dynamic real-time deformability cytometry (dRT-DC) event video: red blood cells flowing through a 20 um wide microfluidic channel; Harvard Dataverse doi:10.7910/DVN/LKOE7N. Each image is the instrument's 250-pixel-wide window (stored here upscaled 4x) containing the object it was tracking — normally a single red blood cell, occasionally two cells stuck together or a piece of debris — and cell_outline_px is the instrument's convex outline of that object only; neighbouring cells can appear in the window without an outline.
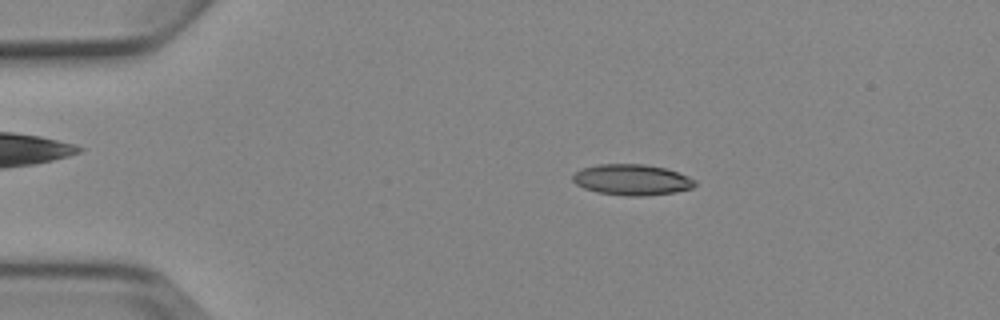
{"species": "Egyptian fruit bat (a non-hibernating species)", "species_latin": "Rousettus aegyptiacus", "temperature_condition": "cold", "stored_images_in_passage": 4, "camera_frame_rate_fps": 3000, "um_per_image_px": 0.085, "animal": {"sex": "female"}, "frame": {"image": 1, "passage_image": 2, "time_ms": 1.0, "image_size_px": [1000, 320], "cell_outline_px": [[696, 184], [692, 188], [676, 192], [644, 196], [624, 196], [596, 192], [584, 188], [576, 184], [572, 180], [572, 176], [580, 168], [596, 164], [644, 164], [664, 168], [688, 176], [696, 180]], "centroid_in_image_um": [53.69, 15.28], "position_along_channel_um": 31.3, "area_um2": 22.14}}
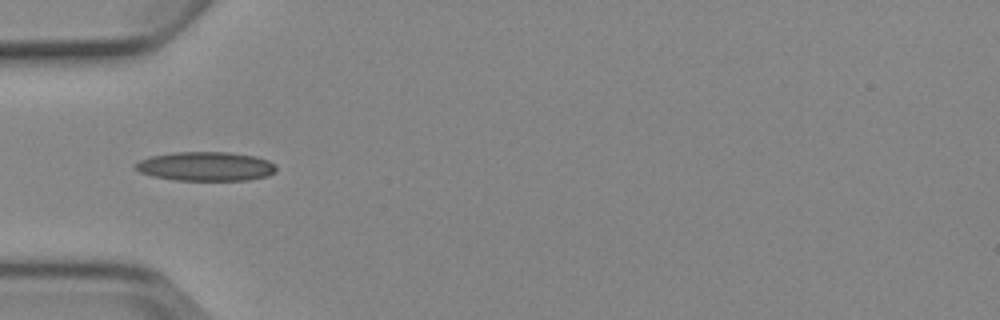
{"frame": {"image": 2, "passage_image": 4, "time_ms": 3.333, "image_size_px": [1000, 320], "cell_outline_px": [[276, 172], [268, 176], [248, 180], [176, 180], [152, 176], [140, 172], [132, 168], [132, 164], [148, 156], [172, 152], [228, 152], [256, 156], [268, 160], [276, 164]], "centroid_in_image_um": [17.46, 14.13], "position_along_channel_um": 67.5, "area_um2": 24.28}}